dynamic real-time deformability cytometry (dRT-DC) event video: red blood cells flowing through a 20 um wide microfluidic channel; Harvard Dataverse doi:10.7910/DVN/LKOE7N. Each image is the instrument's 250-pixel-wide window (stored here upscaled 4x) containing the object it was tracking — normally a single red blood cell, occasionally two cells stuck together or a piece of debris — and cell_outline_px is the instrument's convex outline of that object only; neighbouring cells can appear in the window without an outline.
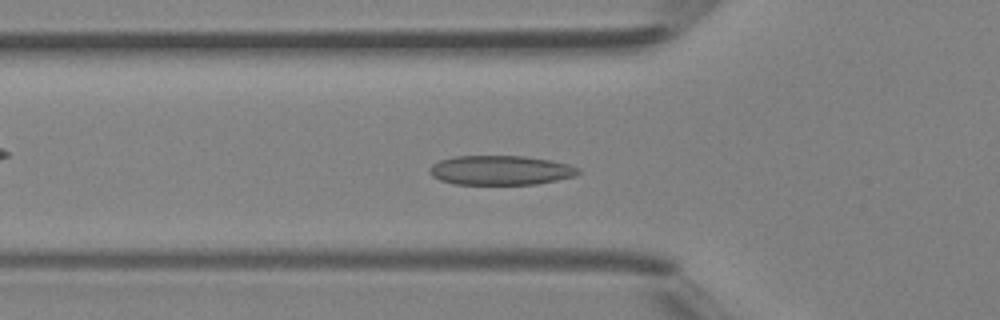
{"species": "Egyptian fruit bat (a non-hibernating species)", "species_latin": "Rousettus aegyptiacus", "temperature_condition": "room temperature", "stored_images_in_passage": 42, "camera_frame_rate_fps": 3000, "um_per_image_px": 0.085, "animal": {"sex": "female"}, "frame": {"image": 1, "passage_image": 14, "time_ms": 4.333, "image_size_px": [1000, 320], "cell_outline_px": [[580, 172], [576, 176], [536, 184], [456, 184], [440, 180], [432, 176], [428, 172], [428, 168], [432, 164], [440, 160], [452, 156], [524, 156], [552, 160], [568, 164], [580, 168]], "centroid_in_image_um": [42.54, 14.46], "position_along_channel_um": 83.3, "area_um2": 25.66}}
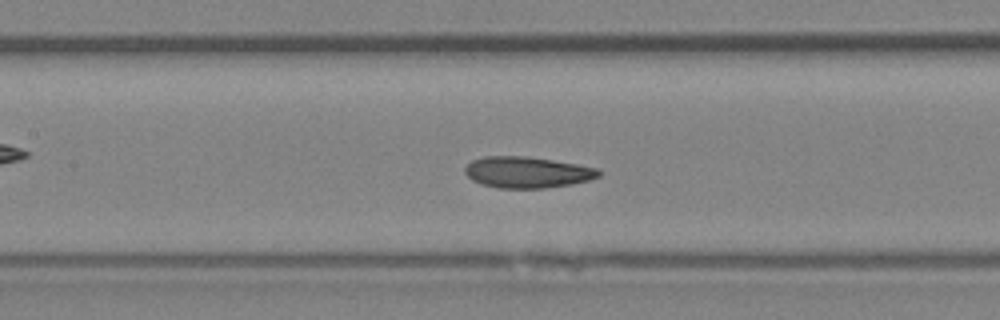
{"frame": {"image": 2, "passage_image": 19, "time_ms": 6.0, "image_size_px": [1000, 320], "cell_outline_px": [[600, 176], [588, 180], [572, 184], [544, 188], [500, 188], [480, 184], [472, 180], [464, 172], [464, 168], [472, 160], [484, 156], [524, 156], [552, 160], [576, 164], [596, 168], [600, 172]], "centroid_in_image_um": [44.77, 14.64], "position_along_channel_um": 162.6, "area_um2": 24.22}}
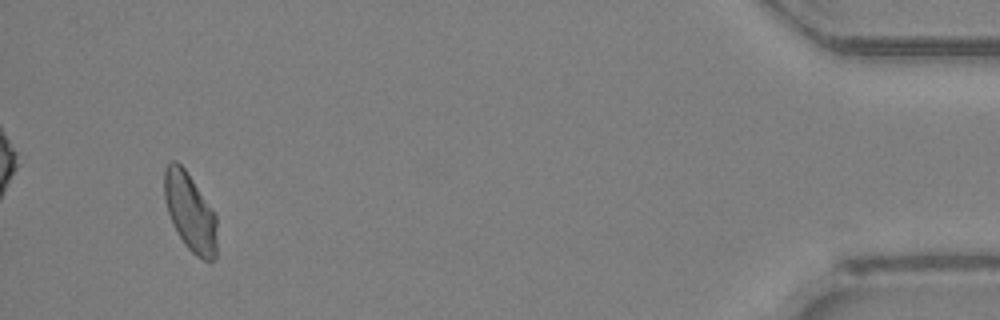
{"frame": {"image": 3, "passage_image": 40, "time_ms": 13.0, "image_size_px": [1000, 320], "cell_outline_px": [[216, 256], [212, 260], [204, 260], [196, 256], [184, 244], [176, 232], [172, 224], [168, 212], [164, 196], [164, 168], [168, 160], [176, 160], [184, 168], [216, 212]], "centroid_in_image_um": [16.14, 18.0], "position_along_channel_um": 419.1, "area_um2": 24.22}}